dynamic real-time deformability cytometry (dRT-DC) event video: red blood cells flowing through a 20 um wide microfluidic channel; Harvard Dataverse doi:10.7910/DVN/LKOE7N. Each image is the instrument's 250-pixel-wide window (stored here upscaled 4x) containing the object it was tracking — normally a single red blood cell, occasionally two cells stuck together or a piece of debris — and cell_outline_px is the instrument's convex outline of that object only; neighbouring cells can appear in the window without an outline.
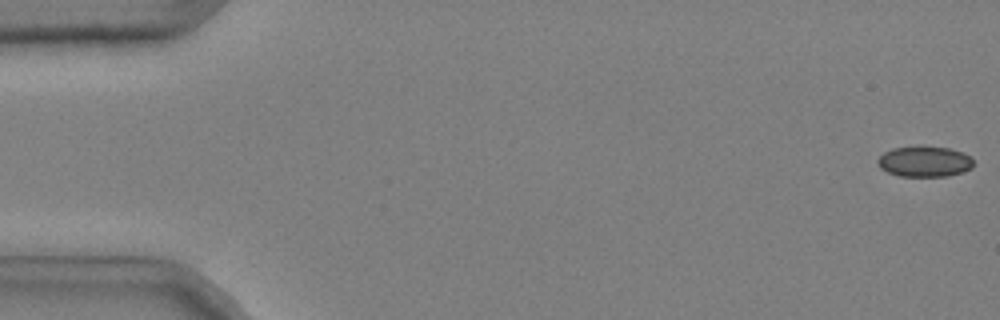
{"species": "common noctule bat (a hibernating species)", "species_latin": "Nyctalus noctula", "temperature_condition": "cold", "stored_images_in_passage": 50, "camera_frame_rate_fps": 3000, "um_per_image_px": 0.085, "animal": {"sex": "male", "body_mass_g": 20.4}, "frame": {"image": 1, "passage_image": 1, "time_ms": 0.0, "image_size_px": [1000, 320], "cell_outline_px": [[972, 168], [964, 172], [948, 176], [900, 176], [888, 172], [880, 168], [876, 160], [884, 152], [892, 148], [920, 144], [948, 148], [960, 152], [968, 156], [972, 160]], "centroid_in_image_um": [78.54, 13.71], "position_along_channel_um": 6.5, "area_um2": 17.4}}
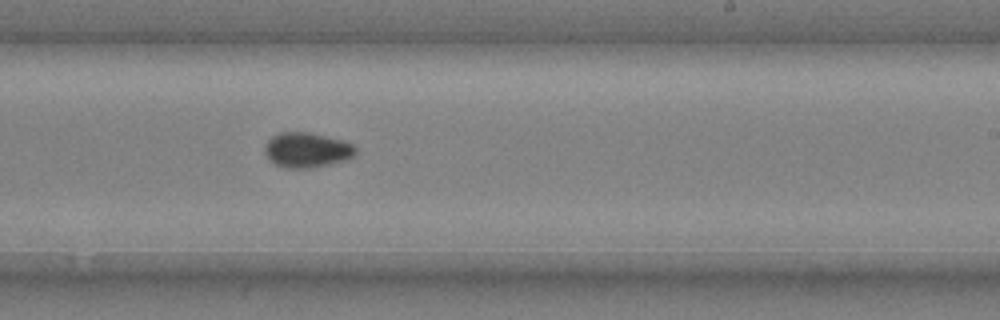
{"frame": {"image": 2, "passage_image": 33, "time_ms": 10.667, "image_size_px": [1000, 320], "cell_outline_px": [[356, 152], [352, 156], [344, 160], [312, 168], [288, 168], [276, 164], [264, 152], [264, 148], [268, 140], [272, 136], [280, 132], [308, 132], [340, 140], [352, 144], [356, 148]], "centroid_in_image_um": [26.06, 12.74], "position_along_channel_um": 262.9, "area_um2": 18.15}}
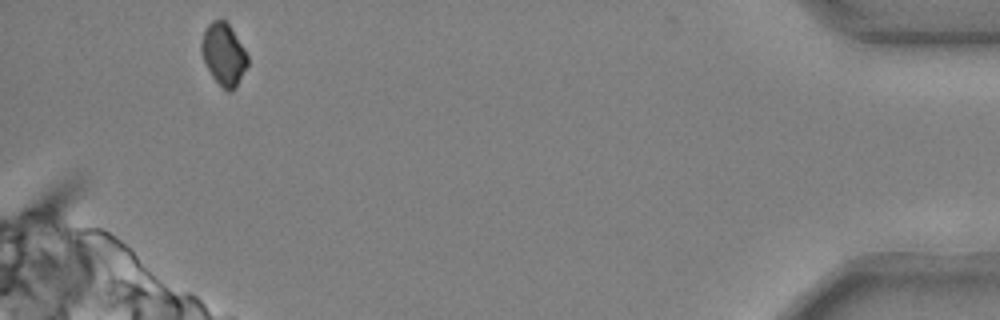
{"frame": {"image": 3, "passage_image": 50, "time_ms": 16.333, "image_size_px": [1000, 320], "cell_outline_px": [[248, 64], [236, 88], [232, 92], [228, 92], [212, 76], [200, 52], [200, 44], [204, 32], [208, 24], [212, 20], [224, 20], [228, 24], [244, 48], [248, 56]], "centroid_in_image_um": [19.01, 4.63], "position_along_channel_um": 416.2, "area_um2": 16.53}, "authors_computed_cell_mechanics": {"area_um2": 17.8313, "velocity_mm_per_s": 3.7248, "shape_relaxation_time_tau1_ms": 4.4184, "shape_relaxation_time_tau2_ms": null, "deformation_change_tau1": 0.065, "deformation_change_tau2": null}}